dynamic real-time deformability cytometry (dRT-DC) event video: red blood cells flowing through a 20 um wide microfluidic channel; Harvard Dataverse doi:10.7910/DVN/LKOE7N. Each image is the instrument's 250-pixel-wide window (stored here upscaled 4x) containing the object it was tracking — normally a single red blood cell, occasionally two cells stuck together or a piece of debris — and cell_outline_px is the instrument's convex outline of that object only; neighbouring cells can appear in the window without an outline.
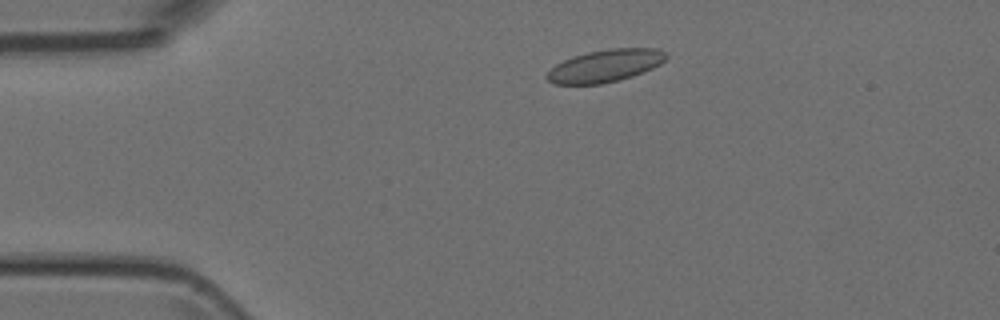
{"species": "Egyptian fruit bat (a non-hibernating species)", "species_latin": "Rousettus aegyptiacus", "temperature_condition": "room temperature", "stored_images_in_passage": 46, "camera_frame_rate_fps": 3000, "um_per_image_px": 0.085, "animal": {"sex": "female"}, "frame": {"image": 1, "passage_image": 6, "time_ms": 1.667, "image_size_px": [1000, 320], "cell_outline_px": [[668, 56], [660, 64], [644, 72], [632, 76], [600, 84], [552, 84], [544, 76], [556, 64], [572, 56], [588, 52], [612, 48], [656, 48], [664, 52]], "centroid_in_image_um": [51.42, 5.59], "position_along_channel_um": 33.6, "area_um2": 22.37}}
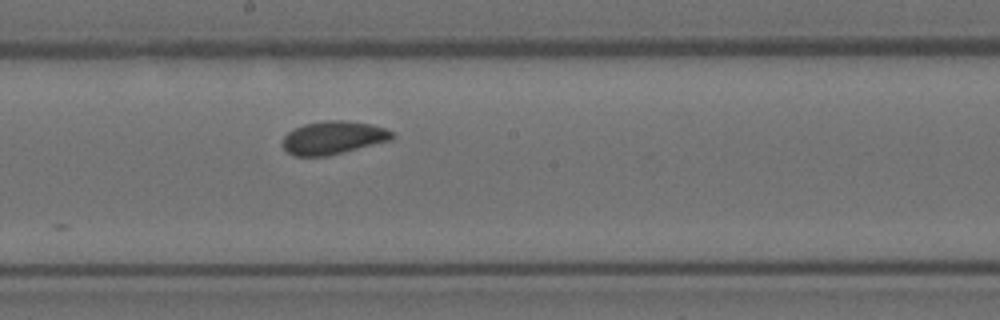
{"frame": {"image": 2, "passage_image": 23, "time_ms": 7.333, "image_size_px": [1000, 320], "cell_outline_px": [[396, 136], [392, 140], [328, 156], [296, 156], [288, 152], [284, 148], [284, 136], [288, 132], [304, 124], [324, 120], [344, 120], [372, 124], [384, 128], [392, 132]], "centroid_in_image_um": [28.36, 11.7], "position_along_channel_um": 219.8, "area_um2": 21.1}}
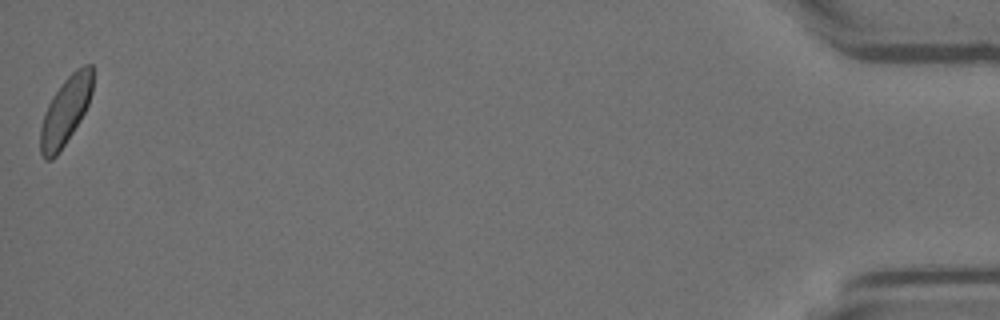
{"frame": {"image": 3, "passage_image": 46, "time_ms": 15.0, "image_size_px": [1000, 320], "cell_outline_px": [[92, 92], [88, 104], [80, 120], [60, 152], [52, 160], [44, 160], [40, 152], [40, 128], [44, 112], [52, 96], [64, 80], [76, 68], [84, 64], [92, 64]], "centroid_in_image_um": [5.55, 9.44], "position_along_channel_um": 429.7, "area_um2": 20.69}}